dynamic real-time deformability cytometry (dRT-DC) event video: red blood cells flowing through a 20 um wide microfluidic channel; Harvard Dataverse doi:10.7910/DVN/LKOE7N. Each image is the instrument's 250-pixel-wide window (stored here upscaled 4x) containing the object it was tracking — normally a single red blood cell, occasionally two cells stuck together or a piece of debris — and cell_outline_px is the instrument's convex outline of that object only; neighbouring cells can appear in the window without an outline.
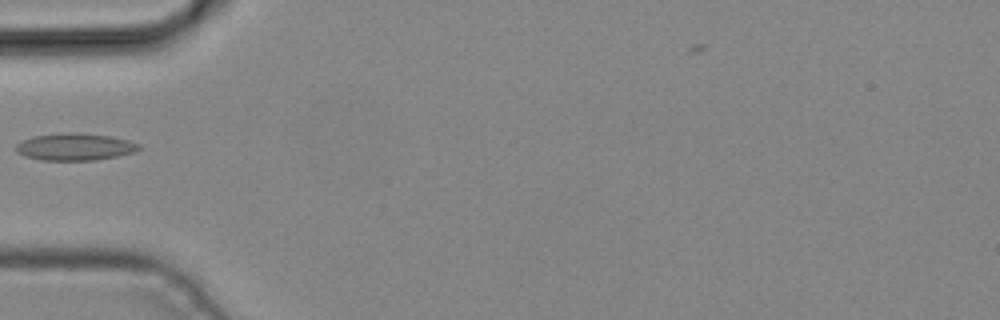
{"species": "common noctule bat (a hibernating species)", "species_latin": "Nyctalus noctula", "temperature_condition": "cold", "stored_images_in_passage": 4, "camera_frame_rate_fps": 3000, "um_per_image_px": 0.085, "animal": {"sex": "male", "body_mass_g": 19.2, "forearm_length_mm": 51.8}, "frame": {"image": 1, "passage_image": 4, "time_ms": 1.0, "image_size_px": [1000, 320], "cell_outline_px": [[140, 148], [136, 152], [116, 156], [92, 160], [40, 160], [24, 156], [16, 152], [16, 144], [20, 140], [32, 136], [60, 132], [76, 132], [108, 136], [128, 140], [140, 144]], "centroid_in_image_um": [6.31, 12.47], "position_along_channel_um": 78.7, "area_um2": 19.59}}